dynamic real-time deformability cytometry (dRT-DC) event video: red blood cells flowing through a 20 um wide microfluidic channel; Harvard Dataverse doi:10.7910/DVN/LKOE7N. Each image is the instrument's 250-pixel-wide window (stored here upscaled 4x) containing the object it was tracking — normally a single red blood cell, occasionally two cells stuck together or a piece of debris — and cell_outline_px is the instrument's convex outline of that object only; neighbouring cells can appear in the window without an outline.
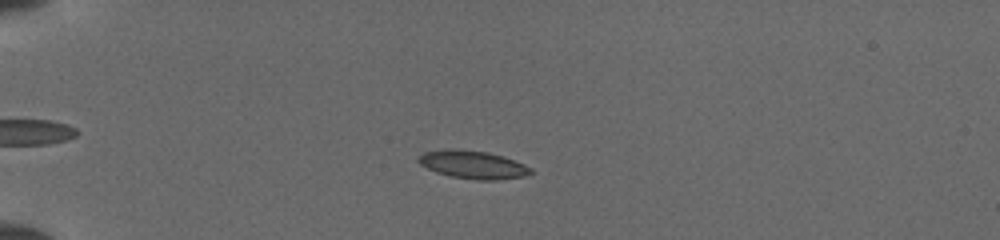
{"species": "common noctule bat (a hibernating species)", "species_latin": "Nyctalus noctula", "temperature_condition": "cold", "stored_images_in_passage": 50, "camera_frame_rate_fps": 3000, "um_per_image_px": 0.085, "animal": {"sex": "female", "body_mass_g": 19.5, "forearm_length_mm": 54.1}, "frame": {"image": 1, "passage_image": 13, "time_ms": 4.0, "image_size_px": [1000, 240], "cell_outline_px": [[532, 172], [524, 176], [496, 180], [480, 180], [452, 176], [436, 172], [420, 164], [416, 160], [424, 152], [452, 148], [456, 148], [488, 152], [524, 164], [532, 168]], "centroid_in_image_um": [40.18, 13.99], "position_along_channel_um": 44.8, "area_um2": 18.09}}
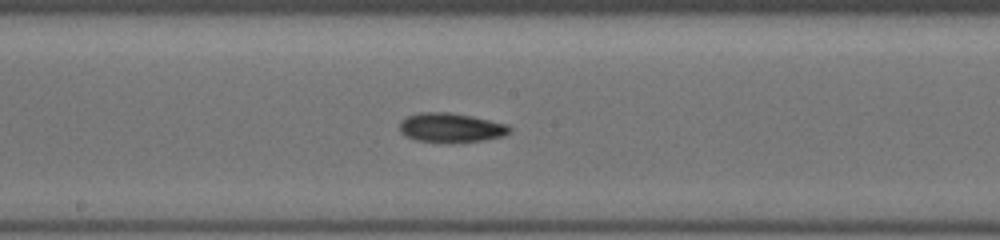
{"frame": {"image": 2, "passage_image": 28, "time_ms": 9.0, "image_size_px": [1000, 240], "cell_outline_px": [[512, 132], [504, 136], [484, 140], [416, 140], [404, 136], [400, 132], [400, 120], [408, 116], [420, 112], [448, 112], [472, 116], [508, 124], [512, 128]], "centroid_in_image_um": [38.35, 10.81], "position_along_channel_um": 209.8, "area_um2": 18.32}}
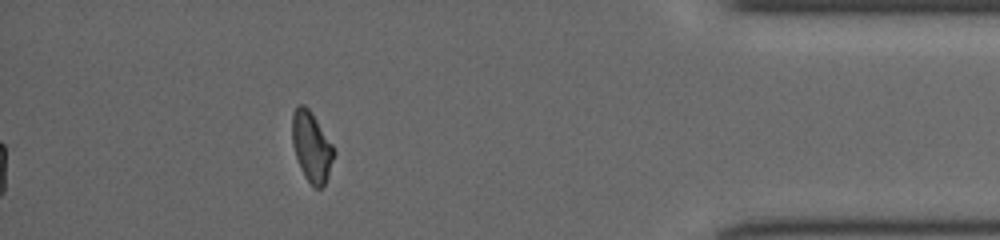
{"frame": {"image": 3, "passage_image": 45, "time_ms": 14.667, "image_size_px": [1000, 240], "cell_outline_px": [[336, 152], [328, 176], [324, 184], [320, 188], [312, 188], [304, 176], [300, 168], [292, 144], [292, 112], [300, 104], [304, 104], [312, 112], [332, 144]], "centroid_in_image_um": [26.48, 12.48], "position_along_channel_um": 408.7, "area_um2": 17.17}}